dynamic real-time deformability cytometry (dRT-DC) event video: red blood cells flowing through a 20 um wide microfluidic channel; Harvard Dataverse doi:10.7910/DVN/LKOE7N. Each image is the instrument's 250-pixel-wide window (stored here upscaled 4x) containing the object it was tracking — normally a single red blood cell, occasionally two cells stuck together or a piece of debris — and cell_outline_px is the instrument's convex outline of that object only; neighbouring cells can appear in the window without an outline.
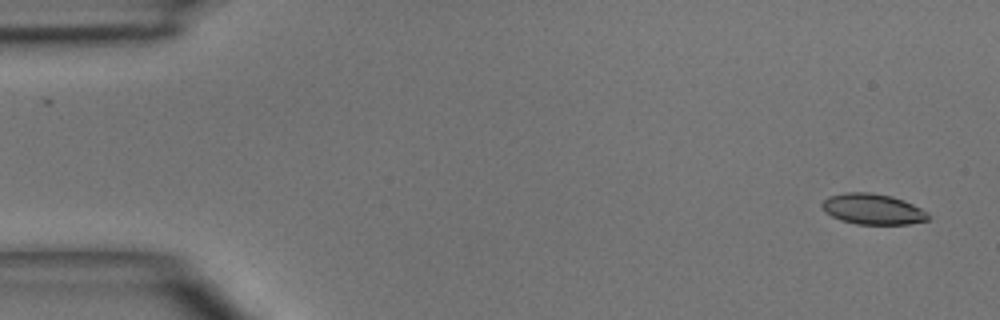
{"species": "common noctule bat (a hibernating species)", "species_latin": "Nyctalus noctula", "temperature_condition": "room temperature", "stored_images_in_passage": 2, "camera_frame_rate_fps": 3000, "um_per_image_px": 0.085, "animal": {"sex": "male", "body_mass_g": 15.6}, "frame": {"image": 1, "passage_image": 2, "time_ms": 1.333, "image_size_px": [1000, 320], "cell_outline_px": [[928, 220], [908, 224], [856, 224], [840, 220], [824, 212], [820, 204], [828, 196], [844, 192], [872, 192], [892, 196], [904, 200], [928, 212]], "centroid_in_image_um": [74.15, 17.76], "position_along_channel_um": 10.9, "area_um2": 19.13}}